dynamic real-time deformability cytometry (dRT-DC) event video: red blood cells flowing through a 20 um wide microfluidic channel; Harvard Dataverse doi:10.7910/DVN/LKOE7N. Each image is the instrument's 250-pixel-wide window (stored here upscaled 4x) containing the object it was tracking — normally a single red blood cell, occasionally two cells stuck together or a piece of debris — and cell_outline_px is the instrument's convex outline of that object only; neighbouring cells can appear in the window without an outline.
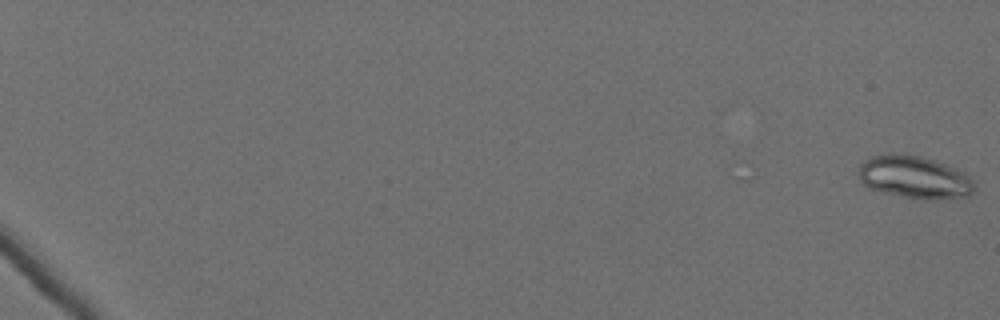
{"species": "Egyptian fruit bat (a non-hibernating species)", "species_latin": "Rousettus aegyptiacus", "temperature_condition": "cold", "stored_images_in_passage": 43, "camera_frame_rate_fps": 3000, "um_per_image_px": 0.085, "animal": {"sex": "female"}, "frame": {"image": 1, "passage_image": 1, "time_ms": 0.0, "image_size_px": [1000, 320], "cell_outline_px": [[976, 192], [968, 196], [900, 196], [868, 188], [860, 180], [860, 164], [864, 160], [872, 156], [888, 152], [892, 152], [920, 156], [936, 160], [948, 164], [964, 172], [976, 184]], "centroid_in_image_um": [77.71, 14.99], "position_along_channel_um": 7.3, "area_um2": 28.21}}
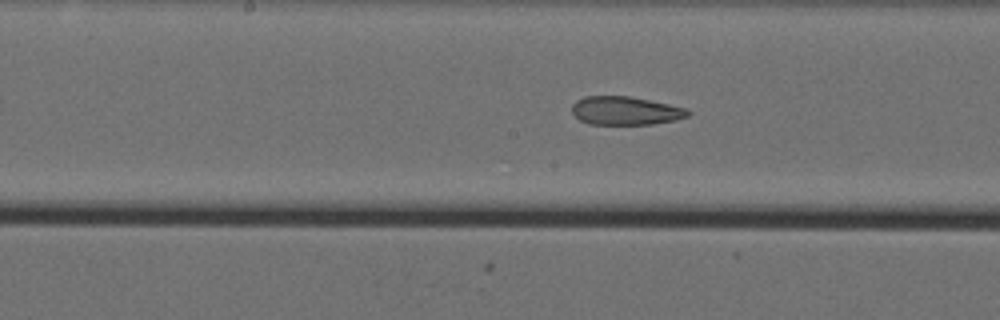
{"frame": {"image": 2, "passage_image": 36, "time_ms": 11.667, "image_size_px": [1000, 320], "cell_outline_px": [[692, 112], [688, 116], [676, 120], [652, 124], [588, 124], [580, 120], [572, 112], [572, 104], [576, 100], [584, 96], [632, 96], [688, 108]], "centroid_in_image_um": [53.19, 9.4], "position_along_channel_um": 195.0, "area_um2": 19.42}}
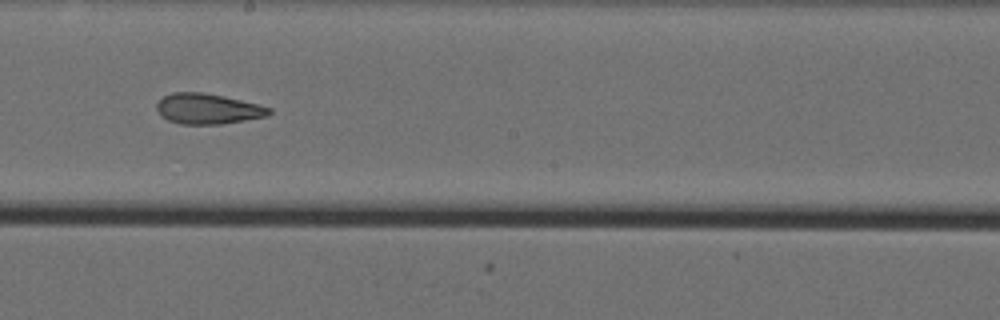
{"frame": {"image": 3, "passage_image": 39, "time_ms": 12.667, "image_size_px": [1000, 320], "cell_outline_px": [[272, 112], [268, 116], [220, 124], [180, 124], [168, 120], [160, 116], [156, 108], [156, 104], [164, 96], [172, 92], [204, 92], [224, 96], [272, 108]], "centroid_in_image_um": [17.64, 9.25], "position_along_channel_um": 230.6, "area_um2": 19.94}}